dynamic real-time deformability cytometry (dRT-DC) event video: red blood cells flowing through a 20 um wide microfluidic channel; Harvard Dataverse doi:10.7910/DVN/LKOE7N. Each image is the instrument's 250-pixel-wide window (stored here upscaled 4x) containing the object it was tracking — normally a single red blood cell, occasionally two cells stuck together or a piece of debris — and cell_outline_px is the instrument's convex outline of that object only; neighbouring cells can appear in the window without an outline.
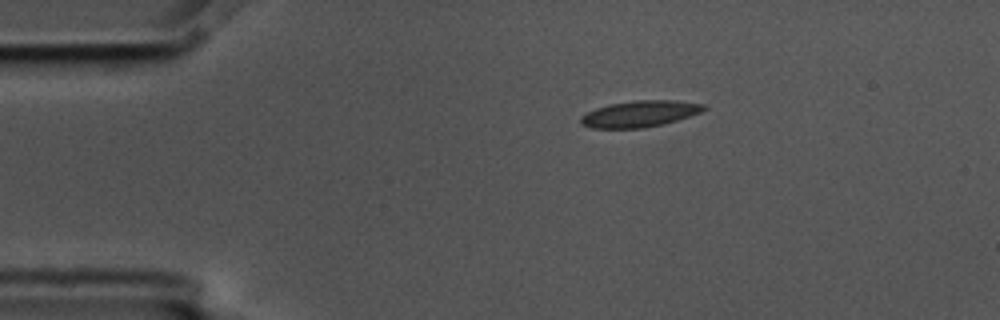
{"species": "common noctule bat (a hibernating species)", "species_latin": "Nyctalus noctula", "temperature_condition": "cold", "stored_images_in_passage": 9, "camera_frame_rate_fps": 3000, "um_per_image_px": 0.085, "animal": {"sex": "male", "body_mass_g": 17.5, "forearm_length_mm": 52.3}, "frame": {"image": 1, "passage_image": 1, "time_ms": 0.0, "image_size_px": [1000, 320], "cell_outline_px": [[708, 108], [700, 112], [664, 124], [644, 128], [592, 128], [580, 124], [580, 116], [596, 108], [608, 104], [636, 100], [676, 100], [704, 104]], "centroid_in_image_um": [54.36, 9.67], "position_along_channel_um": 30.6, "area_um2": 18.9}}
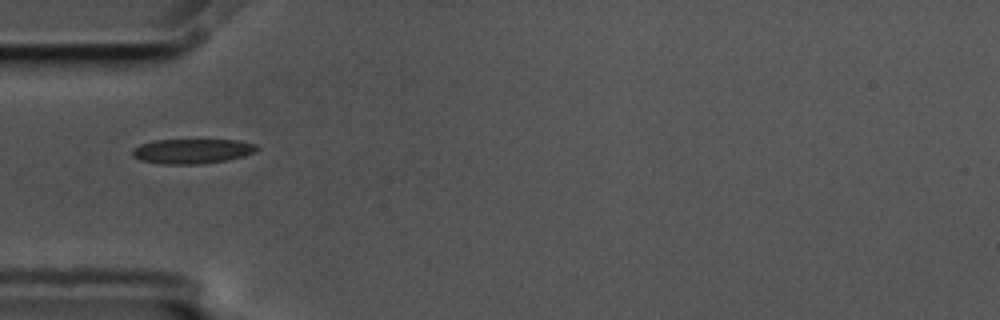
{"frame": {"image": 2, "passage_image": 3, "time_ms": 0.667, "image_size_px": [1000, 320], "cell_outline_px": [[260, 148], [256, 152], [244, 156], [228, 160], [200, 164], [160, 164], [140, 160], [132, 156], [132, 148], [140, 144], [152, 140], [236, 140], [256, 144]], "centroid_in_image_um": [16.33, 12.85], "position_along_channel_um": 68.7, "area_um2": 18.21}}
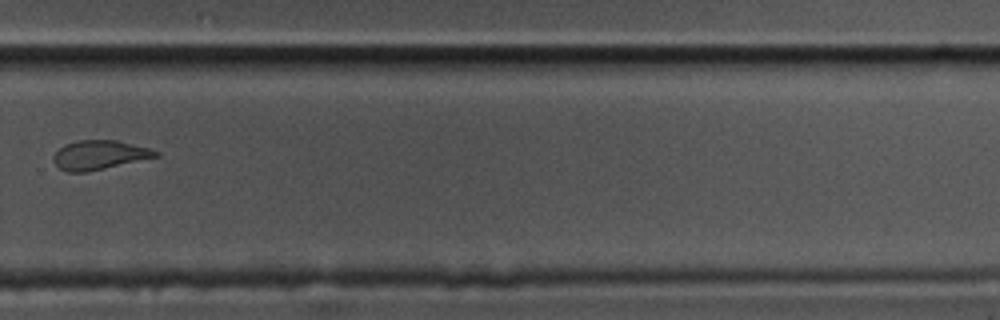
{"frame": {"image": 3, "passage_image": 9, "time_ms": 2.667, "image_size_px": [1000, 320], "cell_outline_px": [[160, 156], [88, 172], [68, 172], [60, 168], [52, 160], [52, 156], [64, 144], [80, 140], [116, 140], [152, 148], [160, 152]], "centroid_in_image_um": [8.48, 13.17], "position_along_channel_um": 321.3, "area_um2": 17.51}}